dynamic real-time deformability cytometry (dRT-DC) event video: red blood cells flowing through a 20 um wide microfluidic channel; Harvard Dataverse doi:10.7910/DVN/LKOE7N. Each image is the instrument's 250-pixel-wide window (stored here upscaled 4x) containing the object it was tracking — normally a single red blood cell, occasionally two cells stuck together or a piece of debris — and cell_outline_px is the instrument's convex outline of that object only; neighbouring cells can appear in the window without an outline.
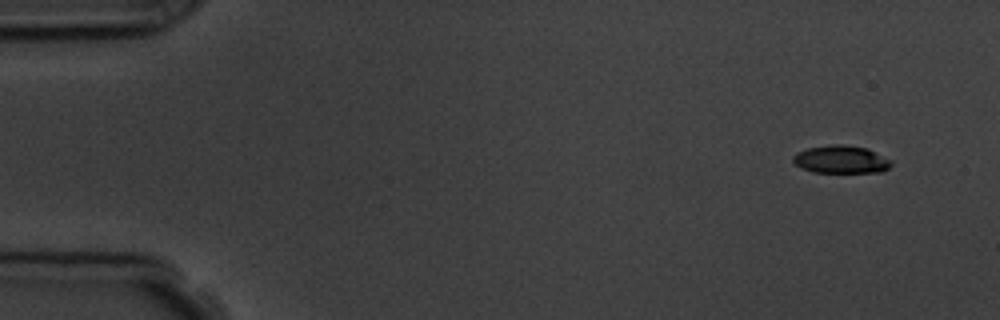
{"species": "common noctule bat (a hibernating species)", "species_latin": "Nyctalus noctula", "temperature_condition": "room temperature", "stored_images_in_passage": 9, "camera_frame_rate_fps": 3000, "um_per_image_px": 0.085, "animal": {"sex": "male", "body_mass_g": 19.5, "forearm_length_mm": 54.6}, "frame": {"image": 1, "passage_image": 1, "time_ms": 0.0, "image_size_px": [1000, 320], "cell_outline_px": [[892, 164], [884, 172], [812, 172], [800, 168], [792, 160], [792, 156], [796, 152], [808, 148], [832, 144], [840, 144], [868, 148], [892, 160]], "centroid_in_image_um": [71.49, 13.55], "position_along_channel_um": 13.5, "area_um2": 16.07}}
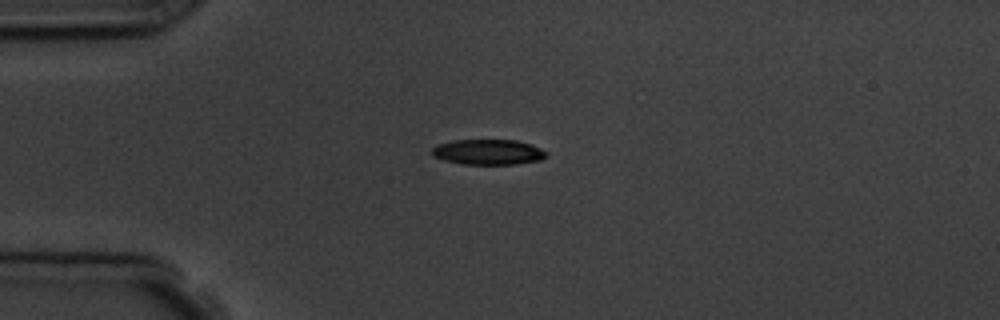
{"frame": {"image": 2, "passage_image": 4, "time_ms": 3.333, "image_size_px": [1000, 320], "cell_outline_px": [[548, 156], [540, 160], [516, 164], [460, 164], [444, 160], [432, 156], [432, 148], [436, 144], [452, 140], [516, 140], [532, 144], [548, 152]], "centroid_in_image_um": [41.49, 12.92], "position_along_channel_um": 43.5, "area_um2": 17.11}}